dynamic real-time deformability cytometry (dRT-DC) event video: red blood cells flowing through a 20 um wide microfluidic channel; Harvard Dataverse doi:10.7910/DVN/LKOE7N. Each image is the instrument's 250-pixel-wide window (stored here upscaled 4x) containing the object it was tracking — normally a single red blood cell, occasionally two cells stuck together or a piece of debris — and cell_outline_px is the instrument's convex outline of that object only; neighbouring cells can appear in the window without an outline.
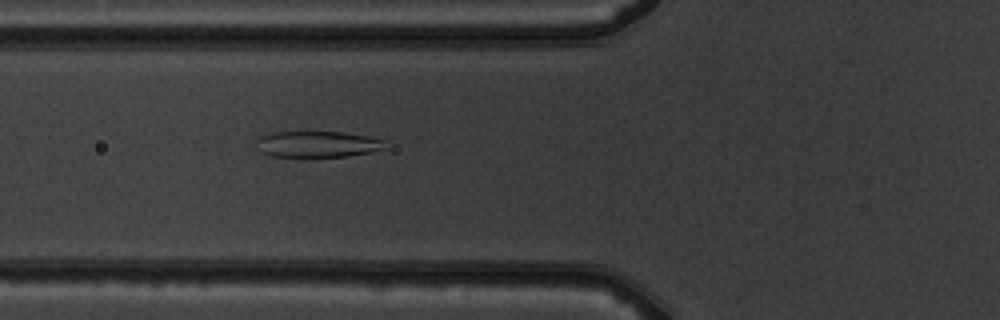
{"species": "common noctule bat (a hibernating species)", "species_latin": "Nyctalus noctula", "temperature_condition": "warm", "stored_images_in_passage": 5, "camera_frame_rate_fps": 3000, "um_per_image_px": 0.085, "animal": {"sex": "male", "body_mass_g": 19.5, "forearm_length_mm": 54.6}, "frame": {"image": 1, "passage_image": 5, "time_ms": 5.333, "image_size_px": [1000, 320], "cell_outline_px": [[388, 148], [372, 152], [348, 156], [312, 160], [304, 160], [272, 156], [260, 152], [256, 140], [256, 136], [272, 132], [340, 132], [368, 136], [384, 140]], "centroid_in_image_um": [26.95, 12.31], "position_along_channel_um": 98.8, "area_um2": 20.92}}